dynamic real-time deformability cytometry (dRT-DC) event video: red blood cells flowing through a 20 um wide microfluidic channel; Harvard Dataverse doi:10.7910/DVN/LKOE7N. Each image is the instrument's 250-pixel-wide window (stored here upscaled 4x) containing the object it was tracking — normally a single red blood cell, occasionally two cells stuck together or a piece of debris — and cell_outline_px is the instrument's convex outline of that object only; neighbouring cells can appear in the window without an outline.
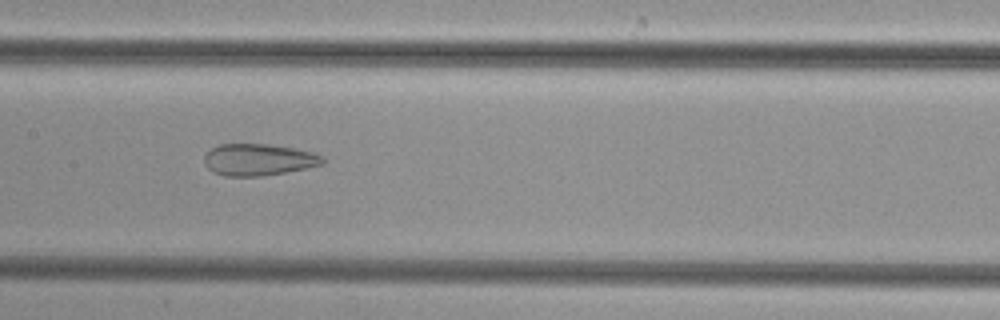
{"species": "common noctule bat (a hibernating species)", "species_latin": "Nyctalus noctula", "temperature_condition": "cold", "stored_images_in_passage": 42, "camera_frame_rate_fps": 3000, "um_per_image_px": 0.085, "animal": {"sex": "female", "body_mass_g": 29.2, "forearm_length_mm": 56.3}, "frame": {"image": 1, "passage_image": 17, "time_ms": 5.333, "image_size_px": [1000, 320], "cell_outline_px": [[324, 164], [308, 168], [260, 176], [224, 176], [212, 172], [204, 164], [204, 156], [212, 148], [220, 144], [268, 144], [292, 148], [312, 152], [324, 156]], "centroid_in_image_um": [21.97, 13.58], "position_along_channel_um": 185.4, "area_um2": 21.91}}
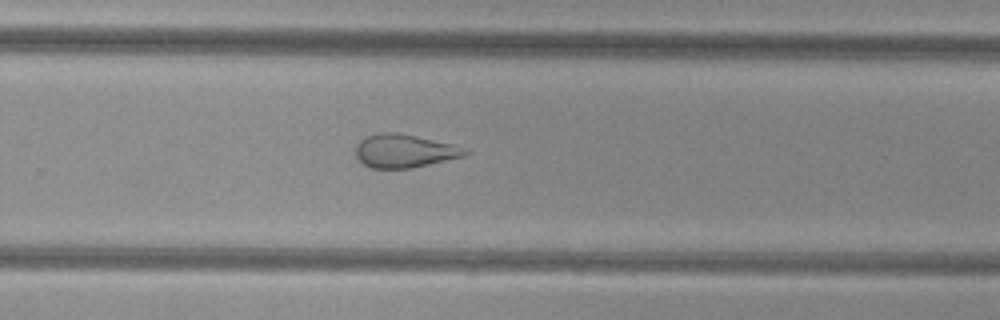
{"frame": {"image": 2, "passage_image": 25, "time_ms": 8.0, "image_size_px": [1000, 320], "cell_outline_px": [[472, 152], [464, 156], [412, 168], [372, 168], [364, 164], [356, 156], [356, 144], [364, 136], [376, 132], [396, 132], [456, 144], [468, 148]], "centroid_in_image_um": [34.41, 12.81], "position_along_channel_um": 295.4, "area_um2": 21.56}}
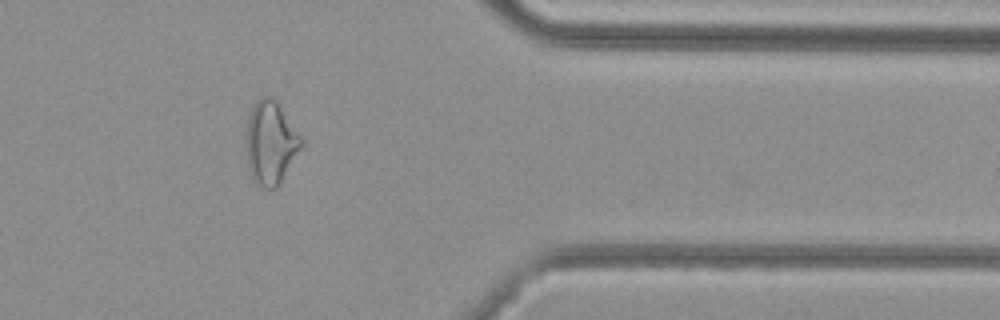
{"frame": {"image": 3, "passage_image": 33, "time_ms": 10.667, "image_size_px": [1000, 320], "cell_outline_px": [[304, 144], [276, 188], [260, 188], [256, 184], [252, 176], [248, 164], [248, 116], [256, 100], [260, 96], [272, 96], [276, 100], [304, 136]], "centroid_in_image_um": [23.07, 12.09], "position_along_channel_um": 388.3, "area_um2": 26.7}}